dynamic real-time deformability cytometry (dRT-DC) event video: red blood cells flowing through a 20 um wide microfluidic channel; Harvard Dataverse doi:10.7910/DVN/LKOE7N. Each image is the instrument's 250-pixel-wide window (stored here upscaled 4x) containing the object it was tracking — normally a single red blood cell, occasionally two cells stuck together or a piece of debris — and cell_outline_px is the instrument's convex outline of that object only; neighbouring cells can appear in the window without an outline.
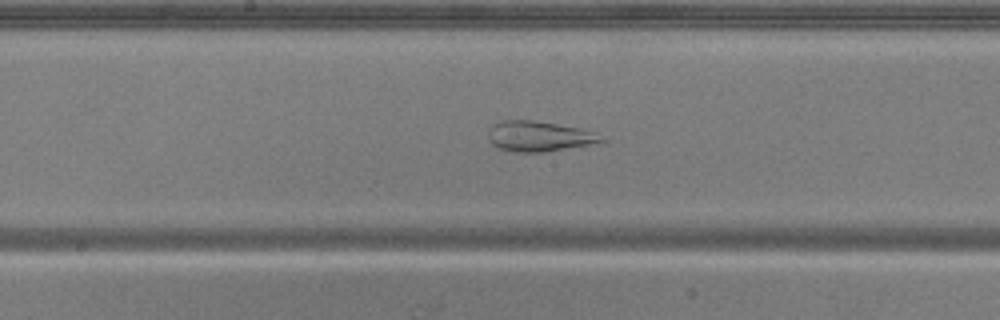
{"species": "common noctule bat (a hibernating species)", "species_latin": "Nyctalus noctula", "temperature_condition": "warm", "stored_images_in_passage": 53, "camera_frame_rate_fps": 3000, "um_per_image_px": 0.085, "animal": {"sex": "male", "body_mass_g": 20.5, "forearm_length_mm": 52.5}, "frame": {"image": 1, "passage_image": 27, "time_ms": 8.667, "image_size_px": [1000, 320], "cell_outline_px": [[608, 140], [588, 144], [544, 152], [512, 152], [500, 148], [492, 144], [488, 140], [488, 132], [492, 124], [504, 120], [532, 120], [580, 128], [596, 132]], "centroid_in_image_um": [45.79, 11.58], "position_along_channel_um": 202.4, "area_um2": 19.88}}
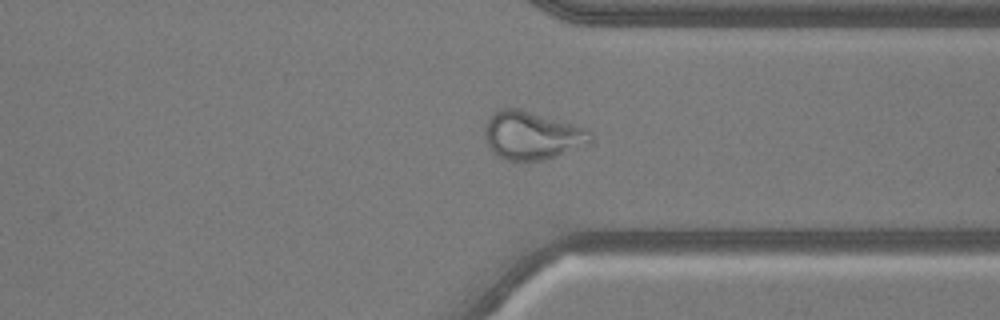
{"frame": {"image": 2, "passage_image": 40, "time_ms": 13.0, "image_size_px": [1000, 320], "cell_outline_px": [[592, 144], [544, 160], [508, 160], [492, 152], [484, 136], [484, 124], [492, 112], [500, 108], [520, 108], [572, 124], [584, 128], [592, 132]], "centroid_in_image_um": [45.21, 11.5], "position_along_channel_um": 366.2, "area_um2": 29.88}}
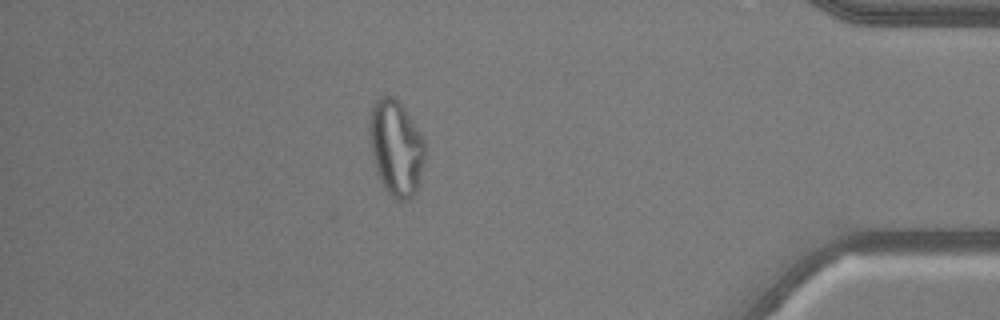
{"frame": {"image": 3, "passage_image": 46, "time_ms": 15.0, "image_size_px": [1000, 320], "cell_outline_px": [[424, 160], [416, 192], [408, 200], [396, 200], [384, 188], [376, 172], [372, 160], [368, 140], [368, 120], [372, 104], [380, 96], [392, 96], [404, 108], [424, 140]], "centroid_in_image_um": [33.6, 12.56], "position_along_channel_um": 401.6, "area_um2": 31.1}}